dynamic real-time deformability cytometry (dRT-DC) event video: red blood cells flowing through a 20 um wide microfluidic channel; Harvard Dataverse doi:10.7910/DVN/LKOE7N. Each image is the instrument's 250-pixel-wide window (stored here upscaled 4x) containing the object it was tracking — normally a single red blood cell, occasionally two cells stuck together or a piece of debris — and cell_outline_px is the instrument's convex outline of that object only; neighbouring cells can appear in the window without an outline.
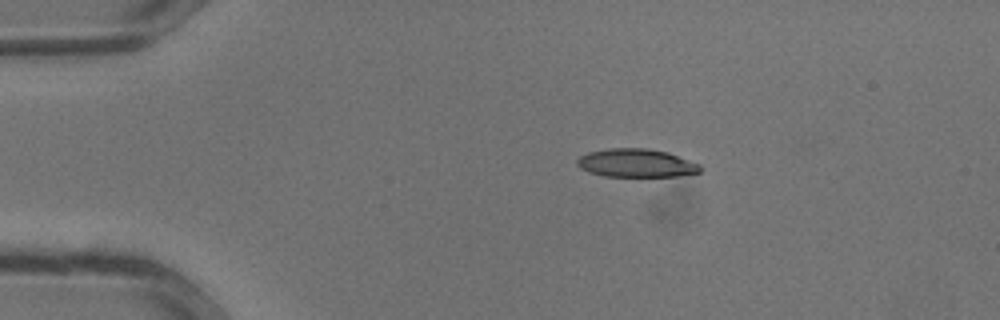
{"species": "common noctule bat (a hibernating species)", "species_latin": "Nyctalus noctula", "temperature_condition": "warm", "stored_images_in_passage": 28, "camera_frame_rate_fps": 3000, "um_per_image_px": 0.085, "animal": {"sex": "male", "body_mass_g": 13.3}, "frame": {"image": 1, "passage_image": 1, "time_ms": 0.0, "image_size_px": [1000, 320], "cell_outline_px": [[700, 172], [676, 176], [604, 176], [588, 172], [580, 168], [576, 164], [576, 160], [580, 156], [588, 152], [608, 148], [648, 148], [668, 152], [700, 164]], "centroid_in_image_um": [54.05, 13.85], "position_along_channel_um": 31.0, "area_um2": 20.35}}
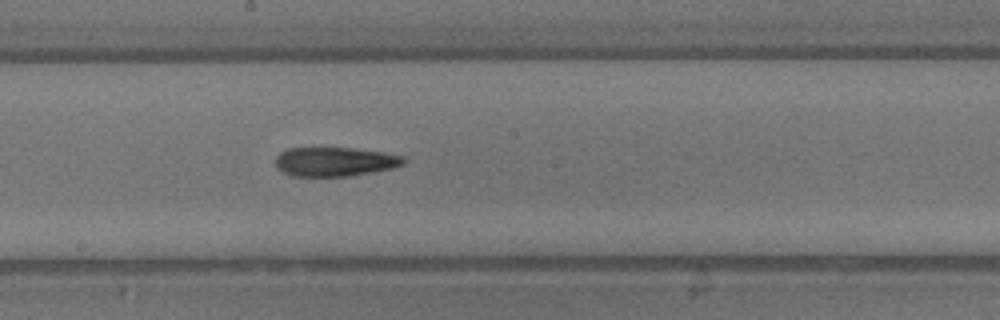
{"frame": {"image": 2, "passage_image": 13, "time_ms": 4.0, "image_size_px": [1000, 320], "cell_outline_px": [[408, 160], [404, 164], [392, 168], [372, 172], [348, 176], [292, 176], [276, 168], [276, 156], [280, 152], [288, 148], [352, 148], [384, 152], [404, 156]], "centroid_in_image_um": [28.48, 13.74], "position_along_channel_um": 219.7, "area_um2": 21.85}}
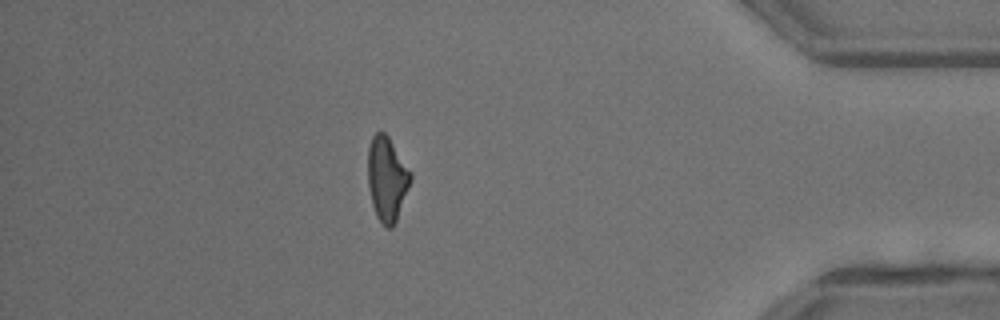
{"frame": {"image": 3, "passage_image": 24, "time_ms": 7.667, "image_size_px": [1000, 320], "cell_outline_px": [[412, 180], [396, 224], [392, 228], [388, 228], [376, 216], [372, 204], [368, 184], [368, 148], [372, 136], [380, 128], [388, 136], [412, 172]], "centroid_in_image_um": [32.91, 15.19], "position_along_channel_um": 402.3, "area_um2": 21.33}}